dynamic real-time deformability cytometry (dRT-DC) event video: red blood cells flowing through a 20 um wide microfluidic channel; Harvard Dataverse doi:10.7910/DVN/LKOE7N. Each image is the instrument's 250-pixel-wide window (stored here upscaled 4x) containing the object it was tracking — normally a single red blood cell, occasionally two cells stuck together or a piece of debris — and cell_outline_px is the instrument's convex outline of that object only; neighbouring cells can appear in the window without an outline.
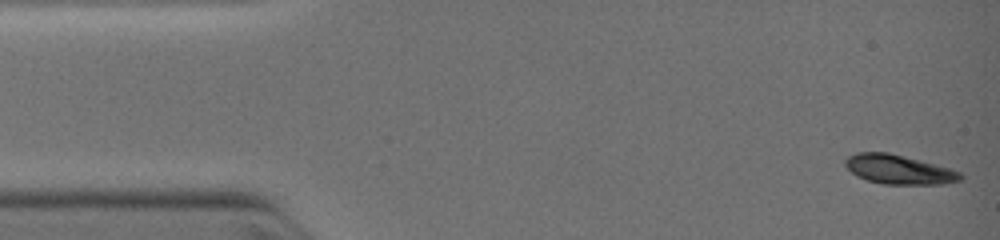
{"species": "common noctule bat (a hibernating species)", "species_latin": "Nyctalus noctula", "temperature_condition": "warm", "stored_images_in_passage": 12, "camera_frame_rate_fps": 3000, "um_per_image_px": 0.085, "animal": {"sex": "female", "body_mass_g": 19.0, "forearm_length_mm": 51.5}, "frame": {"image": 1, "passage_image": 1, "time_ms": 0.0, "image_size_px": [1000, 240], "cell_outline_px": [[964, 176], [960, 180], [944, 184], [884, 184], [868, 180], [856, 176], [844, 164], [844, 160], [848, 156], [856, 152], [888, 152], [920, 160], [948, 168], [960, 172]], "centroid_in_image_um": [76.38, 14.4], "position_along_channel_um": 8.6, "area_um2": 19.54}}
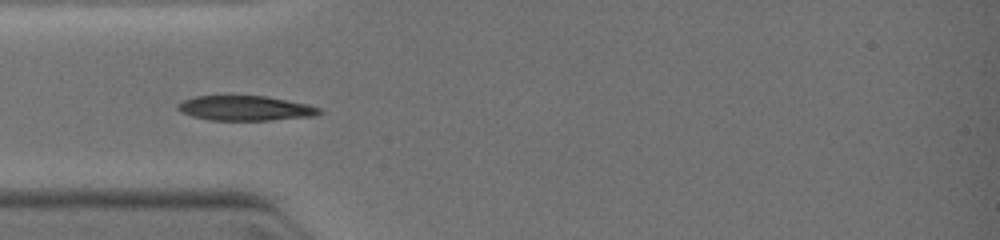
{"frame": {"image": 2, "passage_image": 9, "time_ms": 3.333, "image_size_px": [1000, 240], "cell_outline_px": [[324, 112], [320, 116], [272, 120], [208, 120], [192, 116], [180, 112], [176, 108], [176, 104], [184, 100], [196, 96], [268, 96], [308, 104], [320, 108]], "centroid_in_image_um": [20.9, 9.2], "position_along_channel_um": 64.1, "area_um2": 20.81}}
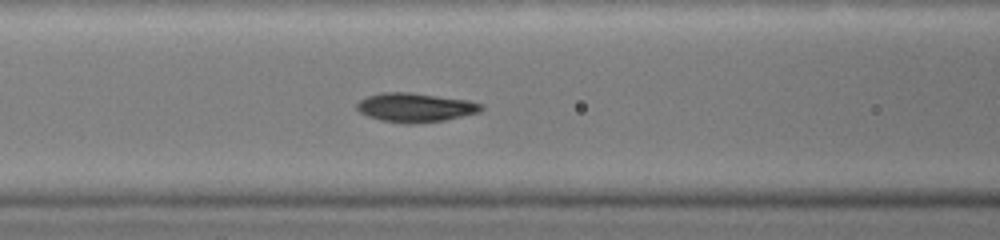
{"frame": {"image": 3, "passage_image": 12, "time_ms": 4.667, "image_size_px": [1000, 240], "cell_outline_px": [[484, 108], [480, 112], [444, 120], [412, 124], [408, 124], [380, 120], [368, 116], [360, 112], [356, 108], [356, 104], [360, 100], [368, 96], [380, 92], [408, 92], [468, 100], [484, 104]], "centroid_in_image_um": [35.3, 9.13], "position_along_channel_um": 131.3, "area_um2": 21.04}}